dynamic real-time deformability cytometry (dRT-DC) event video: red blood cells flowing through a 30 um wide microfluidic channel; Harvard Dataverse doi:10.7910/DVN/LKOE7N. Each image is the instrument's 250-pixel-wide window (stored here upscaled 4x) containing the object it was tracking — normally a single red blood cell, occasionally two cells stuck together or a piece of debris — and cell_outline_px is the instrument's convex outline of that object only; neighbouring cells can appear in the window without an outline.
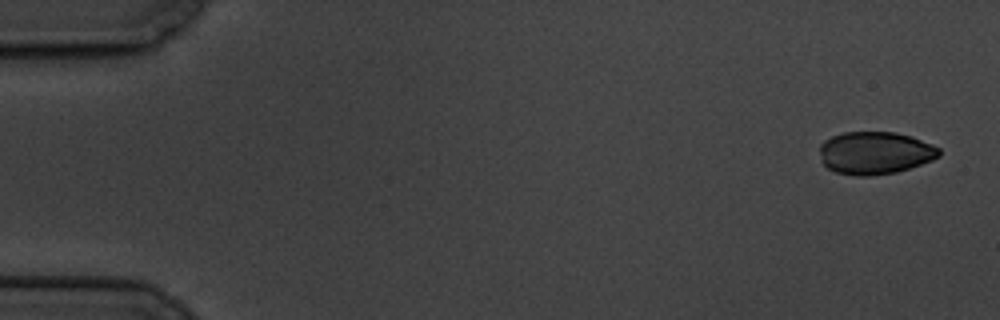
{"species": "common noctule bat (a hibernating species)", "species_latin": "Nyctalus noctula", "temperature_condition": "cold", "stored_images_in_passage": 9, "camera_frame_rate_fps": 3000, "um_per_image_px": 0.085, "animal": {"sex": "male", "body_mass_g": 19.5, "forearm_length_mm": 54.6}, "frame": {"image": 1, "passage_image": 1, "time_ms": 0.0, "image_size_px": [1000, 320], "cell_outline_px": [[940, 156], [932, 160], [896, 172], [868, 176], [856, 176], [836, 172], [828, 168], [820, 160], [820, 144], [824, 140], [832, 136], [844, 132], [896, 132], [912, 136], [932, 144], [940, 148]], "centroid_in_image_um": [74.37, 12.99], "position_along_channel_um": 10.6, "area_um2": 29.77}}
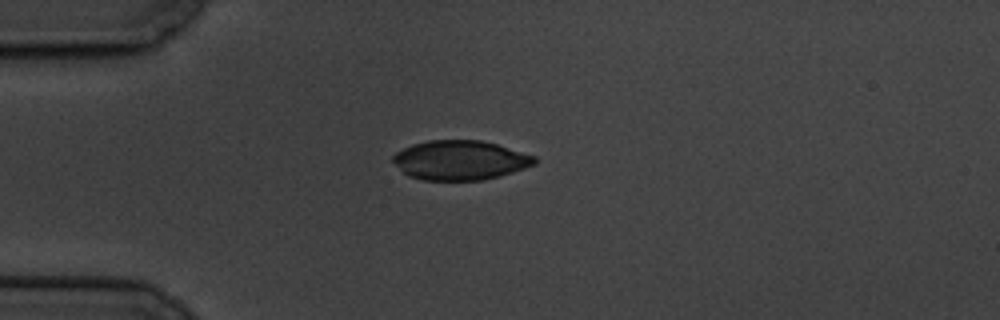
{"frame": {"image": 2, "passage_image": 4, "time_ms": 4.333, "image_size_px": [1000, 320], "cell_outline_px": [[536, 164], [500, 176], [484, 180], [424, 180], [408, 176], [392, 160], [392, 156], [396, 152], [412, 144], [428, 140], [480, 140], [496, 144], [536, 156]], "centroid_in_image_um": [39.11, 13.61], "position_along_channel_um": 45.9, "area_um2": 32.48}}